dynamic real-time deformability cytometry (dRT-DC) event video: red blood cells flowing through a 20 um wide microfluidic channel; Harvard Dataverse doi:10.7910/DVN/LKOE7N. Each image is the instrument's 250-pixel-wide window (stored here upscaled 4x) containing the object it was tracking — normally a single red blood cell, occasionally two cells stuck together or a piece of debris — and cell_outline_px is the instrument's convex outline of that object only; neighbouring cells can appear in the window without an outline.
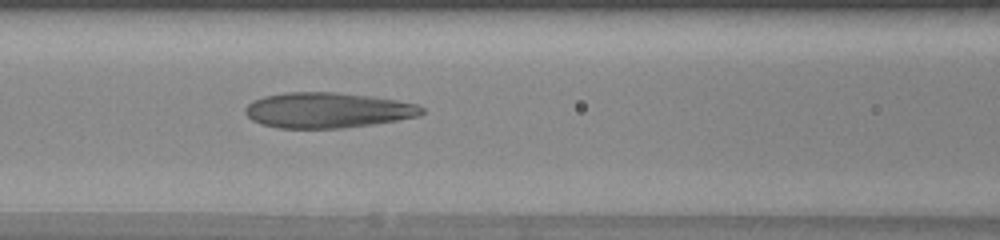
{"species": "human", "species_latin": "Homo sapiens", "temperature_condition": "warm", "stored_images_in_passage": 43, "camera_frame_rate_fps": 3000, "um_per_image_px": 0.085, "donor": {"sex": "female"}, "frame": {"image": 1, "passage_image": 15, "time_ms": 4.667, "image_size_px": [1000, 240], "cell_outline_px": [[424, 112], [420, 116], [372, 124], [340, 128], [276, 128], [260, 124], [252, 120], [244, 112], [244, 108], [252, 100], [264, 96], [288, 92], [336, 92], [372, 96], [396, 100], [416, 104], [424, 108]], "centroid_in_image_um": [27.81, 9.36], "position_along_channel_um": 138.8, "area_um2": 36.53}}
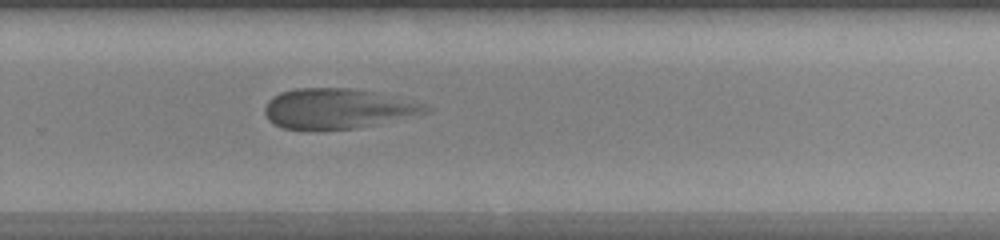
{"frame": {"image": 2, "passage_image": 27, "time_ms": 8.667, "image_size_px": [1000, 240], "cell_outline_px": [[432, 112], [380, 124], [356, 128], [284, 128], [272, 124], [268, 120], [264, 112], [264, 108], [268, 100], [272, 96], [280, 92], [296, 88], [348, 88], [372, 92], [424, 104], [432, 108]], "centroid_in_image_um": [28.7, 9.23], "position_along_channel_um": 301.1, "area_um2": 37.28}}
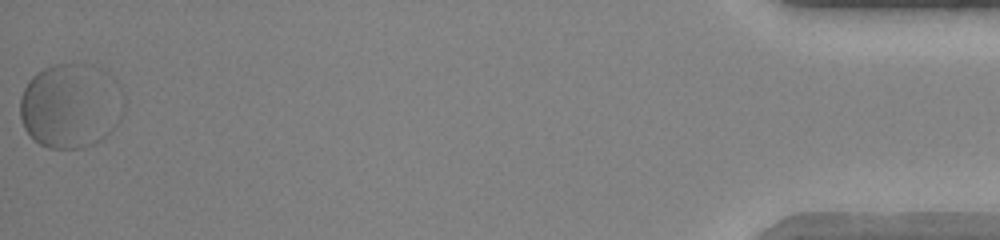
{"frame": {"image": 3, "passage_image": 43, "time_ms": 14.0, "image_size_px": [1000, 240], "cell_outline_px": [[124, 108], [120, 120], [100, 140], [92, 144], [76, 148], [48, 148], [40, 144], [24, 128], [20, 116], [20, 100], [24, 88], [28, 80], [36, 72], [44, 68], [56, 64], [76, 64], [120, 88], [124, 96]], "centroid_in_image_um": [5.91, 9.07], "position_along_channel_um": 429.3, "area_um2": 49.42}}